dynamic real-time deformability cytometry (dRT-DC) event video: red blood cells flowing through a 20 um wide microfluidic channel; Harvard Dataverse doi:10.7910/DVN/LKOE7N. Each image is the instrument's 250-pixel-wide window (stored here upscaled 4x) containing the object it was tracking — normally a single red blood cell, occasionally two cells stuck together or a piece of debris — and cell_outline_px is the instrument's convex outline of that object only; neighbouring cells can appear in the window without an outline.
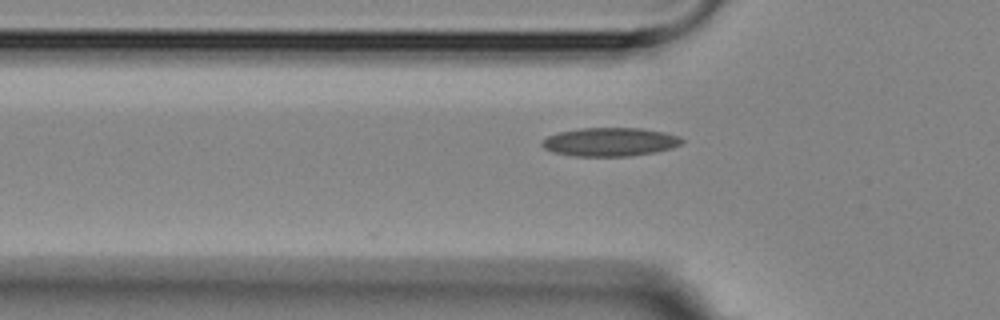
{"species": "Egyptian fruit bat (a non-hibernating species)", "species_latin": "Rousettus aegyptiacus", "temperature_condition": "room temperature", "stored_images_in_passage": 5, "segment_of_instrument_passage": [2, 2], "camera_frame_rate_fps": 3000, "um_per_image_px": 0.085, "animal": {"sex": "female"}, "frame": {"image": 1, "passage_image": 5, "time_ms": 6.0, "image_size_px": [1000, 320], "cell_outline_px": [[684, 140], [680, 144], [672, 148], [652, 152], [628, 156], [576, 156], [552, 152], [544, 148], [540, 144], [540, 140], [556, 132], [580, 128], [640, 128], [664, 132], [680, 136]], "centroid_in_image_um": [51.8, 12.05], "position_along_channel_um": 74.0, "area_um2": 23.35}}